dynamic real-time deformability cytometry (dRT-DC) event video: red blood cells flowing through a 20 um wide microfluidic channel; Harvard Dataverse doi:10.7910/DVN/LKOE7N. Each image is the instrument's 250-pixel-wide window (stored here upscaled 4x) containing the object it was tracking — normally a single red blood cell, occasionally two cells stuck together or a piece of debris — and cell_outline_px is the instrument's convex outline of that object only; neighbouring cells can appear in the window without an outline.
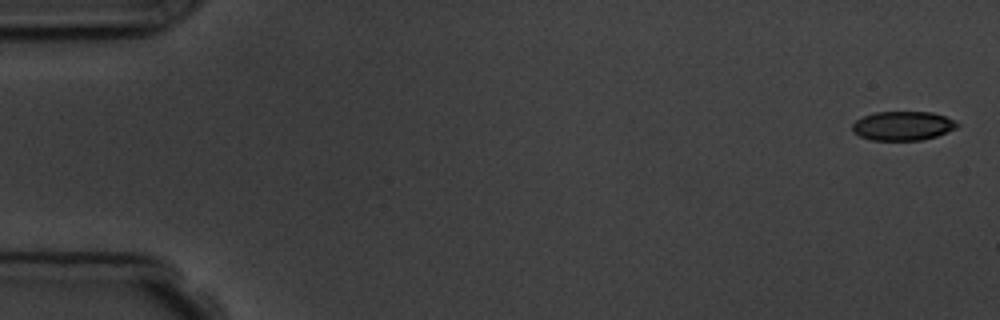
{"species": "common noctule bat (a hibernating species)", "species_latin": "Nyctalus noctula", "temperature_condition": "room temperature", "stored_images_in_passage": 6, "camera_frame_rate_fps": 3000, "um_per_image_px": 0.085, "animal": {"sex": "male", "body_mass_g": 19.5, "forearm_length_mm": 54.6}, "frame": {"image": 1, "passage_image": 1, "time_ms": 0.0, "image_size_px": [1000, 320], "cell_outline_px": [[960, 124], [956, 128], [936, 136], [920, 140], [872, 140], [860, 136], [852, 132], [852, 124], [856, 120], [864, 116], [876, 112], [932, 112], [956, 120]], "centroid_in_image_um": [76.74, 10.69], "position_along_channel_um": 8.3, "area_um2": 17.74}}
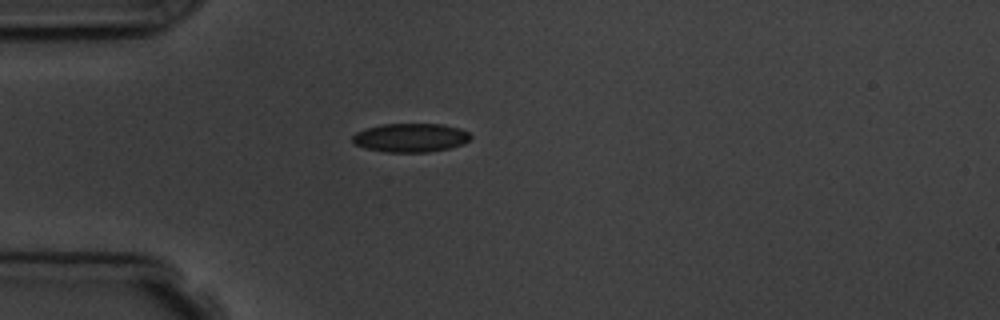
{"frame": {"image": 2, "passage_image": 5, "time_ms": 4.667, "image_size_px": [1000, 320], "cell_outline_px": [[472, 136], [464, 144], [448, 148], [428, 152], [384, 152], [364, 148], [352, 144], [352, 136], [356, 132], [364, 128], [384, 124], [444, 124], [460, 128], [468, 132]], "centroid_in_image_um": [34.87, 11.7], "position_along_channel_um": 50.1, "area_um2": 20.0}}